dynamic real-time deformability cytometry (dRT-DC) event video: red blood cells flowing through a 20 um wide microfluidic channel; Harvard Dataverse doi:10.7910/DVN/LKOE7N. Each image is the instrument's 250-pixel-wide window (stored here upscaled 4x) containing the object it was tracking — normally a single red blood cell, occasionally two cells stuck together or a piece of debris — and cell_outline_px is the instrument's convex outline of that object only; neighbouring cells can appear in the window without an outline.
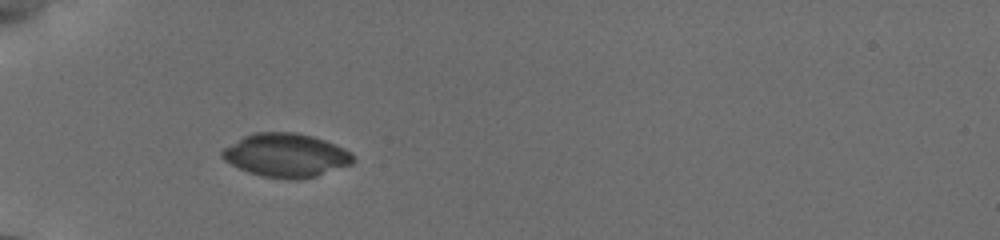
{"species": "common noctule bat (a hibernating species)", "species_latin": "Nyctalus noctula", "temperature_condition": "cold", "stored_images_in_passage": 30, "camera_frame_rate_fps": 3000, "um_per_image_px": 0.085, "animal": {"sex": "female", "body_mass_g": 19.5, "forearm_length_mm": 54.1}, "frame": {"image": 1, "passage_image": 1, "time_ms": 0.0, "image_size_px": [1000, 240], "cell_outline_px": [[352, 164], [316, 176], [296, 180], [284, 180], [260, 176], [248, 172], [224, 160], [220, 156], [220, 152], [224, 148], [244, 136], [256, 132], [292, 132], [312, 136], [336, 144], [352, 152]], "centroid_in_image_um": [24.3, 13.21], "position_along_channel_um": 60.7, "area_um2": 33.29}}
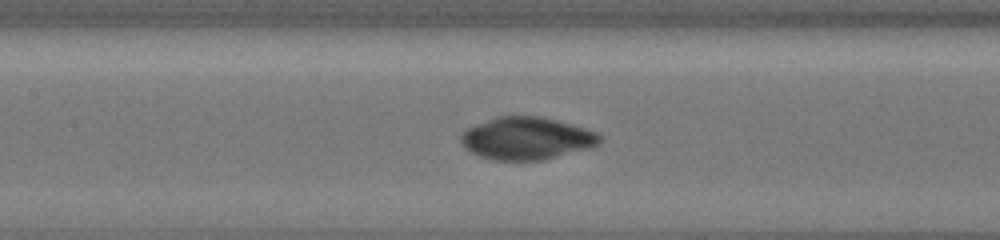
{"frame": {"image": 2, "passage_image": 16, "time_ms": 3.0, "image_size_px": [1000, 240], "cell_outline_px": [[600, 144], [592, 148], [544, 160], [492, 160], [480, 156], [464, 148], [460, 140], [460, 136], [468, 128], [476, 124], [496, 116], [540, 116], [572, 124], [596, 132], [600, 136]], "centroid_in_image_um": [44.77, 11.77], "position_along_channel_um": 162.6, "area_um2": 34.45}}
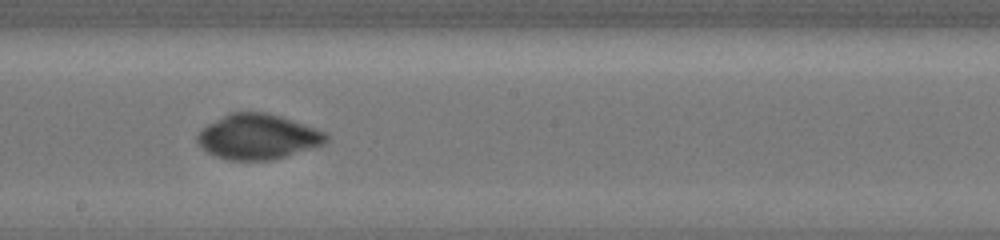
{"frame": {"image": 3, "passage_image": 25, "time_ms": 4.667, "image_size_px": [1000, 240], "cell_outline_px": [[328, 140], [324, 144], [312, 148], [272, 160], [228, 160], [216, 156], [208, 152], [196, 140], [196, 136], [208, 124], [228, 112], [268, 112], [292, 120], [324, 132], [328, 136]], "centroid_in_image_um": [21.91, 11.62], "position_along_channel_um": 226.3, "area_um2": 33.58}}